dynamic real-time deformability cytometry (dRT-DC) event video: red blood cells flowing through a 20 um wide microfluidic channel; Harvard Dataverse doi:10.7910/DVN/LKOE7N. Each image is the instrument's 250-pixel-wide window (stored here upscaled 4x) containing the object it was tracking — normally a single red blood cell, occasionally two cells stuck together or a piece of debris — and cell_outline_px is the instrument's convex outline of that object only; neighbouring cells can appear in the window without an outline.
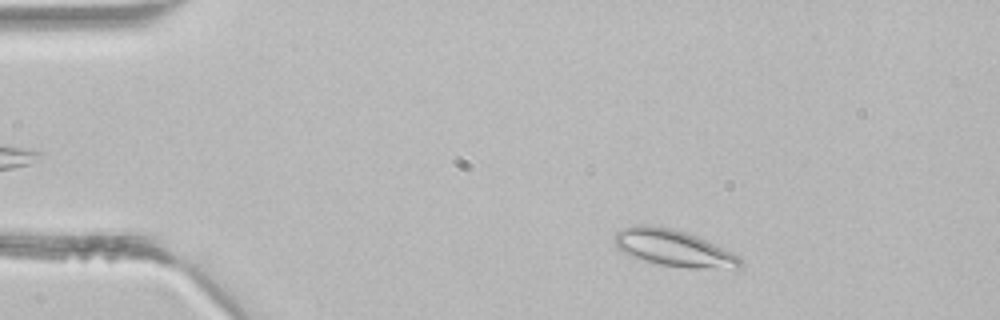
{"species": "common noctule bat (a hibernating species)", "species_latin": "Nyctalus noctula", "temperature_condition": "room temperature", "stored_images_in_passage": 41, "camera_frame_rate_fps": 3000, "um_per_image_px": 0.085, "animal": {"sex": "male", "body_mass_g": 21.5, "forearm_length_mm": 52.0}, "frame": {"image": 1, "passage_image": 4, "time_ms": 1.0, "image_size_px": [1000, 320], "cell_outline_px": [[744, 264], [740, 268], [688, 268], [660, 264], [644, 260], [632, 256], [616, 248], [612, 244], [612, 236], [620, 228], [636, 224], [644, 224], [672, 228], [696, 236], [724, 248], [740, 256]], "centroid_in_image_um": [57.21, 21.07], "position_along_channel_um": 27.8, "area_um2": 27.05}}
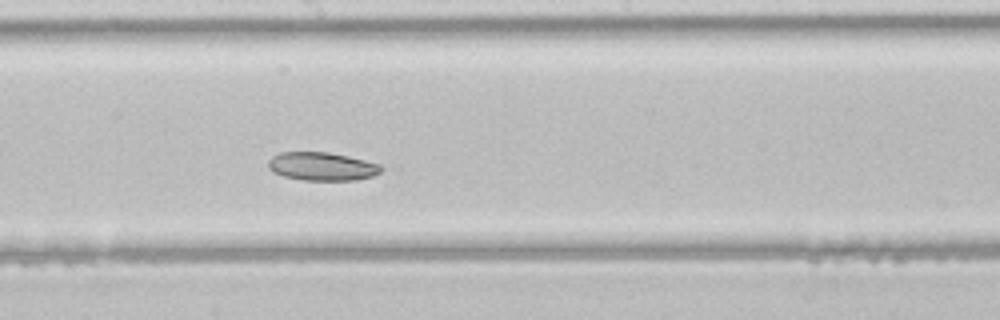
{"frame": {"image": 2, "passage_image": 21, "time_ms": 6.667, "image_size_px": [1000, 320], "cell_outline_px": [[384, 168], [380, 172], [372, 176], [356, 180], [304, 180], [284, 176], [272, 172], [268, 168], [268, 160], [272, 156], [280, 152], [328, 152], [348, 156], [380, 164]], "centroid_in_image_um": [27.35, 14.14], "position_along_channel_um": 220.8, "area_um2": 18.67}}
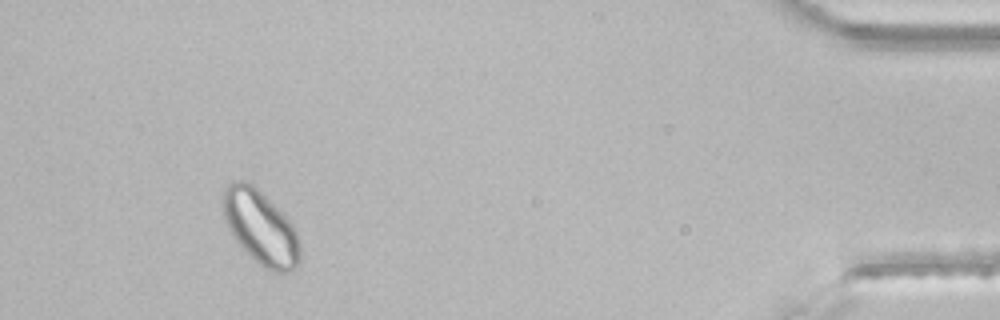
{"frame": {"image": 3, "passage_image": 38, "time_ms": 12.333, "image_size_px": [1000, 320], "cell_outline_px": [[300, 260], [296, 268], [288, 272], [276, 272], [264, 268], [232, 236], [224, 220], [224, 188], [232, 180], [240, 180], [252, 184], [284, 212], [296, 228], [300, 244]], "centroid_in_image_um": [22.19, 19.32], "position_along_channel_um": 413.0, "area_um2": 33.18}}